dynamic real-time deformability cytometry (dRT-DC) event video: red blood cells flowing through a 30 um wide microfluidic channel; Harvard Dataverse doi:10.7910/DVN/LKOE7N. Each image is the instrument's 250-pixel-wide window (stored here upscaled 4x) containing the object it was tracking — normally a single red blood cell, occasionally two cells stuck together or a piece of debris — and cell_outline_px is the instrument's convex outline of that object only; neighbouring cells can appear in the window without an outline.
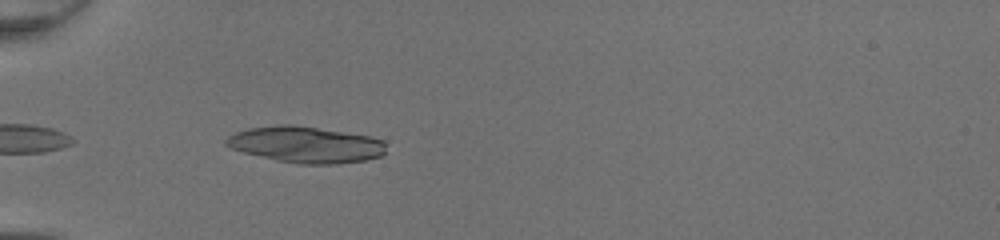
{"species": "common noctule bat (a hibernating species)", "species_latin": "Nyctalus noctula", "temperature_condition": "room temperature", "stored_images_in_passage": 34, "camera_frame_rate_fps": 3000, "um_per_image_px": 0.085, "animal": {"sex": "female", "body_mass_g": 20.0, "forearm_length_mm": 54.0}, "frame": {"image": 1, "passage_image": 2, "time_ms": 0.333, "image_size_px": [1000, 240], "cell_outline_px": [[384, 152], [380, 156], [364, 160], [336, 164], [300, 164], [276, 160], [244, 152], [232, 148], [224, 144], [224, 140], [228, 136], [236, 132], [248, 128], [280, 124], [292, 124], [368, 136], [384, 140]], "centroid_in_image_um": [25.95, 12.29], "position_along_channel_um": 59.0, "area_um2": 33.52}}